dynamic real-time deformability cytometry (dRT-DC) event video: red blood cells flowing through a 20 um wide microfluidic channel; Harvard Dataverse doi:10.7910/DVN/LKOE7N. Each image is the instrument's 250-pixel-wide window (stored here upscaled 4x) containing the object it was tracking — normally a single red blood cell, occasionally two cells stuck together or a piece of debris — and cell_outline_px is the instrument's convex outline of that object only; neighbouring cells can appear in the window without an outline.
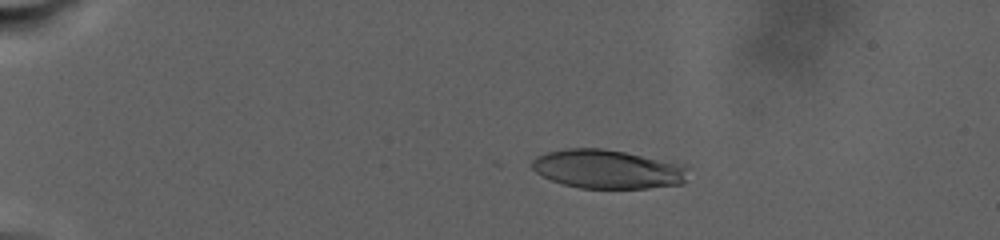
{"species": "human", "species_latin": "Homo sapiens", "temperature_condition": "warm", "stored_images_in_passage": 62, "camera_frame_rate_fps": 3000, "um_per_image_px": 0.085, "donor": {"sex": "male"}, "frame": {"image": 1, "passage_image": 6, "time_ms": 2.333, "image_size_px": [1000, 240], "cell_outline_px": [[692, 168], [684, 180], [680, 184], [648, 188], [580, 188], [564, 184], [552, 180], [536, 172], [528, 164], [536, 156], [548, 152], [564, 148], [604, 148], [676, 160]], "centroid_in_image_um": [51.73, 14.35], "position_along_channel_um": 33.3, "area_um2": 36.24}}
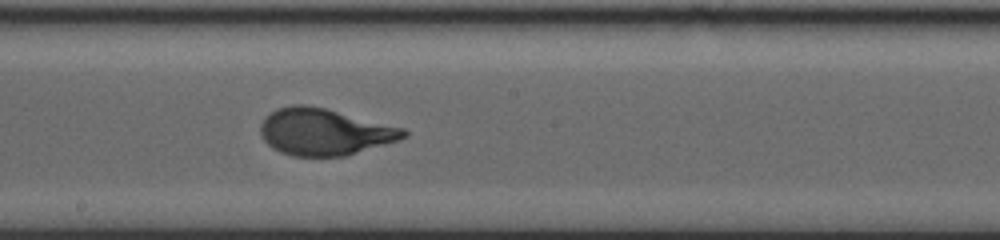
{"frame": {"image": 2, "passage_image": 36, "time_ms": 14.667, "image_size_px": [1000, 240], "cell_outline_px": [[408, 136], [400, 140], [344, 156], [292, 156], [280, 152], [272, 148], [260, 136], [260, 124], [264, 116], [276, 108], [292, 104], [304, 104], [324, 108], [404, 128], [408, 132]], "centroid_in_image_um": [27.54, 11.2], "position_along_channel_um": 220.7, "area_um2": 39.07}}
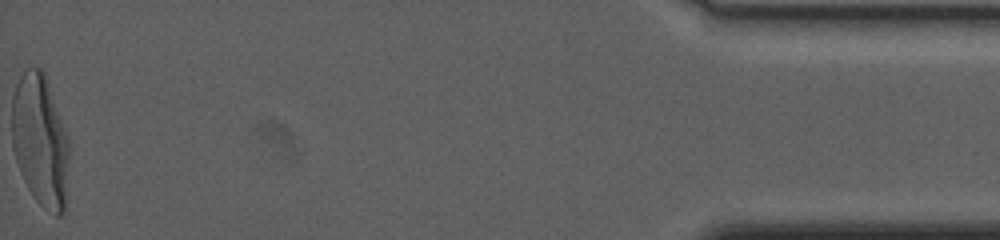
{"frame": {"image": 3, "passage_image": 62, "time_ms": 27.667, "image_size_px": [1000, 240], "cell_outline_px": [[68, 164], [64, 212], [60, 216], [56, 216], [48, 212], [32, 196], [20, 172], [12, 148], [12, 96], [16, 84], [24, 68], [28, 64], [40, 68], [44, 72], [68, 136]], "centroid_in_image_um": [3.4, 11.92], "position_along_channel_um": 431.8, "area_um2": 44.33}, "authors_computed_cell_mechanics": {"area_um2": 37.8879, "velocity_mm_per_s": 2.239, "shape_relaxation_time_tau1_ms": 7.1947, "shape_relaxation_time_tau2_ms": null, "deformation_change_tau1": 0.2591, "deformation_change_tau2": null}}